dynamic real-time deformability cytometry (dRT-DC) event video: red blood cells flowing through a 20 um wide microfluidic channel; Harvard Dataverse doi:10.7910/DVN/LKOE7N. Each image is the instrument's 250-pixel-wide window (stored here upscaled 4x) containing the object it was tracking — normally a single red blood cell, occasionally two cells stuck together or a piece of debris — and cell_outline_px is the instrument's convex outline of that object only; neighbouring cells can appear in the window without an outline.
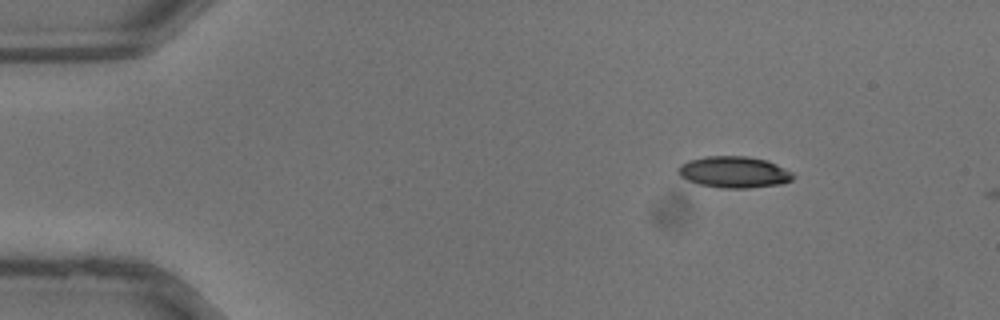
{"species": "common noctule bat (a hibernating species)", "species_latin": "Nyctalus noctula", "temperature_condition": "warm", "stored_images_in_passage": 2, "camera_frame_rate_fps": 3000, "um_per_image_px": 0.085, "animal": {"sex": "male", "body_mass_g": 13.3}, "frame": {"image": 1, "passage_image": 1, "time_ms": 0.0, "image_size_px": [1000, 320], "cell_outline_px": [[796, 176], [792, 180], [780, 184], [748, 188], [720, 188], [700, 184], [688, 180], [680, 176], [676, 172], [676, 168], [680, 164], [688, 160], [704, 156], [748, 156], [768, 160], [792, 172]], "centroid_in_image_um": [62.37, 14.62], "position_along_channel_um": 22.6, "area_um2": 21.27}}